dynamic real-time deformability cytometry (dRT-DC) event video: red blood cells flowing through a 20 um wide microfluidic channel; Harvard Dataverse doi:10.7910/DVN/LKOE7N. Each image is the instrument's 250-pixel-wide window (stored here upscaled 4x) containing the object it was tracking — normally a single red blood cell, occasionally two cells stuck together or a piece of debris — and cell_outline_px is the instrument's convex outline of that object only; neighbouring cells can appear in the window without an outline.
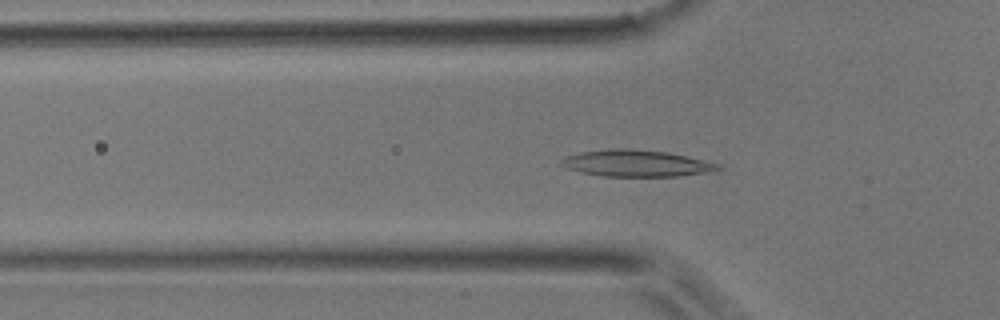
{"species": "common noctule bat (a hibernating species)", "species_latin": "Nyctalus noctula", "temperature_condition": "room temperature", "stored_images_in_passage": 48, "camera_frame_rate_fps": 3000, "um_per_image_px": 0.085, "animal": {"sex": "male", "body_mass_g": 17.9}, "frame": {"image": 1, "passage_image": 15, "time_ms": 4.667, "image_size_px": [1000, 320], "cell_outline_px": [[724, 168], [716, 172], [680, 176], [600, 176], [580, 172], [568, 168], [560, 164], [560, 160], [564, 156], [580, 152], [612, 148], [628, 148], [668, 152], [720, 164]], "centroid_in_image_um": [54.12, 13.88], "position_along_channel_um": 71.7, "area_um2": 24.62}}
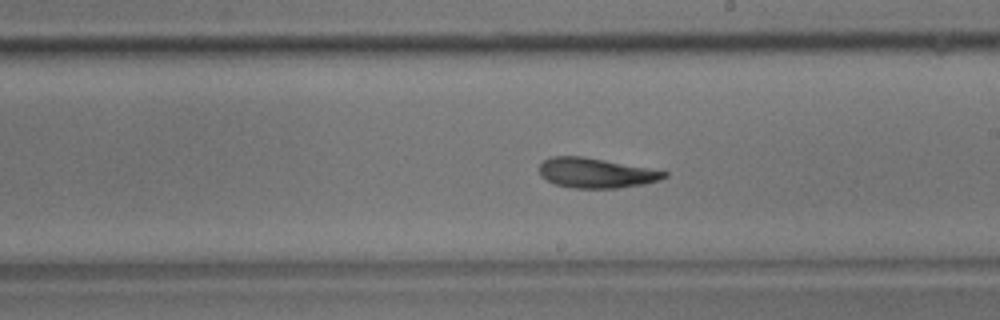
{"frame": {"image": 2, "passage_image": 27, "time_ms": 8.667, "image_size_px": [1000, 320], "cell_outline_px": [[668, 176], [660, 180], [644, 184], [616, 188], [576, 188], [556, 184], [540, 176], [540, 164], [544, 160], [552, 156], [580, 156], [604, 160], [648, 168], [668, 172]], "centroid_in_image_um": [50.66, 14.7], "position_along_channel_um": 238.3, "area_um2": 21.5}}
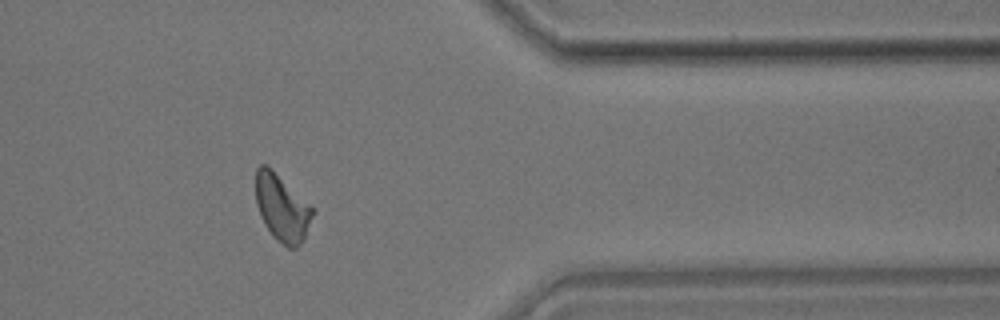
{"frame": {"image": 3, "passage_image": 39, "time_ms": 12.667, "image_size_px": [1000, 320], "cell_outline_px": [[316, 212], [304, 240], [296, 248], [288, 248], [272, 236], [264, 224], [260, 216], [256, 204], [256, 168], [260, 164], [268, 164], [312, 204], [316, 208]], "centroid_in_image_um": [24.01, 17.65], "position_along_channel_um": 387.4, "area_um2": 23.0}}